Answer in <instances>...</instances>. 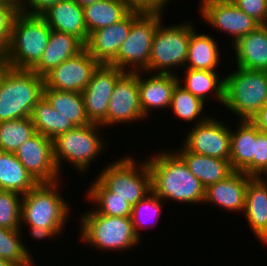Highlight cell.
<instances>
[{
  "mask_svg": "<svg viewBox=\"0 0 267 266\" xmlns=\"http://www.w3.org/2000/svg\"><path fill=\"white\" fill-rule=\"evenodd\" d=\"M146 162L151 173L152 192L160 199L183 204H203L205 187L175 151L163 149L147 157Z\"/></svg>",
  "mask_w": 267,
  "mask_h": 266,
  "instance_id": "6da1fadb",
  "label": "cell"
},
{
  "mask_svg": "<svg viewBox=\"0 0 267 266\" xmlns=\"http://www.w3.org/2000/svg\"><path fill=\"white\" fill-rule=\"evenodd\" d=\"M51 30L41 15L19 11L13 21L7 50L0 62L14 69L31 70L40 61Z\"/></svg>",
  "mask_w": 267,
  "mask_h": 266,
  "instance_id": "7a4b0ae2",
  "label": "cell"
},
{
  "mask_svg": "<svg viewBox=\"0 0 267 266\" xmlns=\"http://www.w3.org/2000/svg\"><path fill=\"white\" fill-rule=\"evenodd\" d=\"M43 88L44 77L0 62V121L31 117Z\"/></svg>",
  "mask_w": 267,
  "mask_h": 266,
  "instance_id": "3957f363",
  "label": "cell"
},
{
  "mask_svg": "<svg viewBox=\"0 0 267 266\" xmlns=\"http://www.w3.org/2000/svg\"><path fill=\"white\" fill-rule=\"evenodd\" d=\"M59 182L39 183L22 195L21 230L25 224V226L47 227L57 237L63 234L67 219L71 216L69 215L71 208L69 201L67 202L60 194Z\"/></svg>",
  "mask_w": 267,
  "mask_h": 266,
  "instance_id": "277c9868",
  "label": "cell"
},
{
  "mask_svg": "<svg viewBox=\"0 0 267 266\" xmlns=\"http://www.w3.org/2000/svg\"><path fill=\"white\" fill-rule=\"evenodd\" d=\"M91 209V210H90ZM80 217L79 236L84 243L105 251H127L139 246L131 217H113L96 213L92 208ZM83 215V216H82Z\"/></svg>",
  "mask_w": 267,
  "mask_h": 266,
  "instance_id": "5b68a950",
  "label": "cell"
},
{
  "mask_svg": "<svg viewBox=\"0 0 267 266\" xmlns=\"http://www.w3.org/2000/svg\"><path fill=\"white\" fill-rule=\"evenodd\" d=\"M236 68L224 77L223 107L239 120H251L267 103V71Z\"/></svg>",
  "mask_w": 267,
  "mask_h": 266,
  "instance_id": "8992f818",
  "label": "cell"
},
{
  "mask_svg": "<svg viewBox=\"0 0 267 266\" xmlns=\"http://www.w3.org/2000/svg\"><path fill=\"white\" fill-rule=\"evenodd\" d=\"M99 128L103 127L93 123L75 126L52 140L54 160L60 175H63L61 174L62 162L65 163V160L77 171L85 173L87 170L86 172H89L92 161L97 159L106 148V142L100 136Z\"/></svg>",
  "mask_w": 267,
  "mask_h": 266,
  "instance_id": "52a82bcc",
  "label": "cell"
},
{
  "mask_svg": "<svg viewBox=\"0 0 267 266\" xmlns=\"http://www.w3.org/2000/svg\"><path fill=\"white\" fill-rule=\"evenodd\" d=\"M118 159L106 165L96 177L114 196L133 206L152 192L150 169L146 159L140 163L127 155Z\"/></svg>",
  "mask_w": 267,
  "mask_h": 266,
  "instance_id": "ba28073f",
  "label": "cell"
},
{
  "mask_svg": "<svg viewBox=\"0 0 267 266\" xmlns=\"http://www.w3.org/2000/svg\"><path fill=\"white\" fill-rule=\"evenodd\" d=\"M157 27L149 58V74H174L175 69L186 65L191 33L195 30L191 22ZM178 67V68H177ZM174 71V72H173ZM176 72V73H175Z\"/></svg>",
  "mask_w": 267,
  "mask_h": 266,
  "instance_id": "9c48e42d",
  "label": "cell"
},
{
  "mask_svg": "<svg viewBox=\"0 0 267 266\" xmlns=\"http://www.w3.org/2000/svg\"><path fill=\"white\" fill-rule=\"evenodd\" d=\"M163 13L142 12L133 22L128 37L121 44L117 57L109 64L124 72L149 73V58L154 33L163 20Z\"/></svg>",
  "mask_w": 267,
  "mask_h": 266,
  "instance_id": "30bf717a",
  "label": "cell"
},
{
  "mask_svg": "<svg viewBox=\"0 0 267 266\" xmlns=\"http://www.w3.org/2000/svg\"><path fill=\"white\" fill-rule=\"evenodd\" d=\"M212 116L194 125L181 145L189 152L230 161L231 126Z\"/></svg>",
  "mask_w": 267,
  "mask_h": 266,
  "instance_id": "8fae6325",
  "label": "cell"
},
{
  "mask_svg": "<svg viewBox=\"0 0 267 266\" xmlns=\"http://www.w3.org/2000/svg\"><path fill=\"white\" fill-rule=\"evenodd\" d=\"M111 65L100 64L82 92L86 114L91 123L107 126V109L116 82L125 74Z\"/></svg>",
  "mask_w": 267,
  "mask_h": 266,
  "instance_id": "7c38bea8",
  "label": "cell"
},
{
  "mask_svg": "<svg viewBox=\"0 0 267 266\" xmlns=\"http://www.w3.org/2000/svg\"><path fill=\"white\" fill-rule=\"evenodd\" d=\"M100 64L84 48L44 76V87L82 93Z\"/></svg>",
  "mask_w": 267,
  "mask_h": 266,
  "instance_id": "4fadbf2b",
  "label": "cell"
},
{
  "mask_svg": "<svg viewBox=\"0 0 267 266\" xmlns=\"http://www.w3.org/2000/svg\"><path fill=\"white\" fill-rule=\"evenodd\" d=\"M17 159L39 183L61 181L53 155V141L35 133L15 152ZM58 179V180H57Z\"/></svg>",
  "mask_w": 267,
  "mask_h": 266,
  "instance_id": "5bb4252c",
  "label": "cell"
},
{
  "mask_svg": "<svg viewBox=\"0 0 267 266\" xmlns=\"http://www.w3.org/2000/svg\"><path fill=\"white\" fill-rule=\"evenodd\" d=\"M146 119L140 104L138 72H126L116 82L111 95L107 109V127Z\"/></svg>",
  "mask_w": 267,
  "mask_h": 266,
  "instance_id": "9a60e30c",
  "label": "cell"
},
{
  "mask_svg": "<svg viewBox=\"0 0 267 266\" xmlns=\"http://www.w3.org/2000/svg\"><path fill=\"white\" fill-rule=\"evenodd\" d=\"M130 11L122 20L89 35L85 48L99 63L109 65L116 57L121 44L128 37L132 22L141 14Z\"/></svg>",
  "mask_w": 267,
  "mask_h": 266,
  "instance_id": "2e32d148",
  "label": "cell"
},
{
  "mask_svg": "<svg viewBox=\"0 0 267 266\" xmlns=\"http://www.w3.org/2000/svg\"><path fill=\"white\" fill-rule=\"evenodd\" d=\"M199 9L204 21L214 29L232 35V44L260 26L256 20L239 9L234 3L216 4L209 7H200Z\"/></svg>",
  "mask_w": 267,
  "mask_h": 266,
  "instance_id": "e0dca14e",
  "label": "cell"
},
{
  "mask_svg": "<svg viewBox=\"0 0 267 266\" xmlns=\"http://www.w3.org/2000/svg\"><path fill=\"white\" fill-rule=\"evenodd\" d=\"M146 72H138V89L143 115L147 118L151 109H169L173 90L178 81L174 74H153L144 78Z\"/></svg>",
  "mask_w": 267,
  "mask_h": 266,
  "instance_id": "ac0fdd59",
  "label": "cell"
},
{
  "mask_svg": "<svg viewBox=\"0 0 267 266\" xmlns=\"http://www.w3.org/2000/svg\"><path fill=\"white\" fill-rule=\"evenodd\" d=\"M251 176L234 171L226 179L205 188L203 203H213L227 211L244 212L246 189Z\"/></svg>",
  "mask_w": 267,
  "mask_h": 266,
  "instance_id": "d6986e66",
  "label": "cell"
},
{
  "mask_svg": "<svg viewBox=\"0 0 267 266\" xmlns=\"http://www.w3.org/2000/svg\"><path fill=\"white\" fill-rule=\"evenodd\" d=\"M242 214L253 235L267 245V181L264 177L249 178Z\"/></svg>",
  "mask_w": 267,
  "mask_h": 266,
  "instance_id": "ffe728a7",
  "label": "cell"
},
{
  "mask_svg": "<svg viewBox=\"0 0 267 266\" xmlns=\"http://www.w3.org/2000/svg\"><path fill=\"white\" fill-rule=\"evenodd\" d=\"M52 30L71 34L84 44L88 32L84 21V10L74 0H61L41 14Z\"/></svg>",
  "mask_w": 267,
  "mask_h": 266,
  "instance_id": "44dd1931",
  "label": "cell"
},
{
  "mask_svg": "<svg viewBox=\"0 0 267 266\" xmlns=\"http://www.w3.org/2000/svg\"><path fill=\"white\" fill-rule=\"evenodd\" d=\"M233 46L237 67L267 71V25H260L239 38Z\"/></svg>",
  "mask_w": 267,
  "mask_h": 266,
  "instance_id": "7402d4cb",
  "label": "cell"
},
{
  "mask_svg": "<svg viewBox=\"0 0 267 266\" xmlns=\"http://www.w3.org/2000/svg\"><path fill=\"white\" fill-rule=\"evenodd\" d=\"M85 44L76 36L51 30L49 42L40 61L31 69L44 77L63 61L81 52Z\"/></svg>",
  "mask_w": 267,
  "mask_h": 266,
  "instance_id": "603a6c76",
  "label": "cell"
},
{
  "mask_svg": "<svg viewBox=\"0 0 267 266\" xmlns=\"http://www.w3.org/2000/svg\"><path fill=\"white\" fill-rule=\"evenodd\" d=\"M236 130L231 129L230 164L234 171L253 177L256 126L250 120H240Z\"/></svg>",
  "mask_w": 267,
  "mask_h": 266,
  "instance_id": "cb8c5ba5",
  "label": "cell"
},
{
  "mask_svg": "<svg viewBox=\"0 0 267 266\" xmlns=\"http://www.w3.org/2000/svg\"><path fill=\"white\" fill-rule=\"evenodd\" d=\"M175 152L187 164L190 172L203 184L206 188L209 185L215 184L226 179L234 170L231 167L230 161L216 157L199 155L187 151L183 146Z\"/></svg>",
  "mask_w": 267,
  "mask_h": 266,
  "instance_id": "d4e9b609",
  "label": "cell"
},
{
  "mask_svg": "<svg viewBox=\"0 0 267 266\" xmlns=\"http://www.w3.org/2000/svg\"><path fill=\"white\" fill-rule=\"evenodd\" d=\"M217 40L208 34L194 30L190 36L185 68L194 70H218L221 62Z\"/></svg>",
  "mask_w": 267,
  "mask_h": 266,
  "instance_id": "484cf974",
  "label": "cell"
},
{
  "mask_svg": "<svg viewBox=\"0 0 267 266\" xmlns=\"http://www.w3.org/2000/svg\"><path fill=\"white\" fill-rule=\"evenodd\" d=\"M183 72L185 75L183 84L180 80V74L177 75L181 86L195 97L201 99L204 103L208 99V96L212 97L213 95L211 94H215L213 97H216V99H218L217 102H220L223 106L225 79L222 76L219 77L217 71L184 68Z\"/></svg>",
  "mask_w": 267,
  "mask_h": 266,
  "instance_id": "4316f807",
  "label": "cell"
},
{
  "mask_svg": "<svg viewBox=\"0 0 267 266\" xmlns=\"http://www.w3.org/2000/svg\"><path fill=\"white\" fill-rule=\"evenodd\" d=\"M39 182L26 170L15 153L0 151V190L25 195Z\"/></svg>",
  "mask_w": 267,
  "mask_h": 266,
  "instance_id": "83f0119b",
  "label": "cell"
},
{
  "mask_svg": "<svg viewBox=\"0 0 267 266\" xmlns=\"http://www.w3.org/2000/svg\"><path fill=\"white\" fill-rule=\"evenodd\" d=\"M43 96L53 109L70 120L74 126L91 124L87 117L82 93L43 88Z\"/></svg>",
  "mask_w": 267,
  "mask_h": 266,
  "instance_id": "f1b7e54d",
  "label": "cell"
},
{
  "mask_svg": "<svg viewBox=\"0 0 267 266\" xmlns=\"http://www.w3.org/2000/svg\"><path fill=\"white\" fill-rule=\"evenodd\" d=\"M88 36L122 20L131 10L121 0H100L83 7Z\"/></svg>",
  "mask_w": 267,
  "mask_h": 266,
  "instance_id": "f546056e",
  "label": "cell"
},
{
  "mask_svg": "<svg viewBox=\"0 0 267 266\" xmlns=\"http://www.w3.org/2000/svg\"><path fill=\"white\" fill-rule=\"evenodd\" d=\"M31 120L37 133L51 138L73 129L75 126L70 120L63 117L42 96L36 103L31 114Z\"/></svg>",
  "mask_w": 267,
  "mask_h": 266,
  "instance_id": "4dcf8cb0",
  "label": "cell"
},
{
  "mask_svg": "<svg viewBox=\"0 0 267 266\" xmlns=\"http://www.w3.org/2000/svg\"><path fill=\"white\" fill-rule=\"evenodd\" d=\"M94 182V183H93ZM87 189L86 197L90 203H95L93 210L98 214L113 217H131L132 206L124 199L114 196L97 177Z\"/></svg>",
  "mask_w": 267,
  "mask_h": 266,
  "instance_id": "1f68e13d",
  "label": "cell"
},
{
  "mask_svg": "<svg viewBox=\"0 0 267 266\" xmlns=\"http://www.w3.org/2000/svg\"><path fill=\"white\" fill-rule=\"evenodd\" d=\"M205 105H207V102L204 103L201 99L192 95L178 82L173 90L169 108L172 109L171 112H173L177 118L188 121V123H193L194 126L206 121L211 116L203 115L205 114L203 113V109L206 108Z\"/></svg>",
  "mask_w": 267,
  "mask_h": 266,
  "instance_id": "d6a6232c",
  "label": "cell"
},
{
  "mask_svg": "<svg viewBox=\"0 0 267 266\" xmlns=\"http://www.w3.org/2000/svg\"><path fill=\"white\" fill-rule=\"evenodd\" d=\"M22 230L0 227V258L14 266H34L33 254L20 237Z\"/></svg>",
  "mask_w": 267,
  "mask_h": 266,
  "instance_id": "836d02e7",
  "label": "cell"
},
{
  "mask_svg": "<svg viewBox=\"0 0 267 266\" xmlns=\"http://www.w3.org/2000/svg\"><path fill=\"white\" fill-rule=\"evenodd\" d=\"M35 133L31 117L0 121V151L15 153Z\"/></svg>",
  "mask_w": 267,
  "mask_h": 266,
  "instance_id": "e575fe53",
  "label": "cell"
},
{
  "mask_svg": "<svg viewBox=\"0 0 267 266\" xmlns=\"http://www.w3.org/2000/svg\"><path fill=\"white\" fill-rule=\"evenodd\" d=\"M164 202L165 201H163L157 195L151 192L144 199L140 200L138 203L132 206V224L135 234L140 239L142 236L140 235L141 228H147L148 226L146 225H148L150 222L152 223L154 219L155 220L153 223L156 224V222H158L156 220L159 219L158 217H160V213H162V207L164 205Z\"/></svg>",
  "mask_w": 267,
  "mask_h": 266,
  "instance_id": "d590c367",
  "label": "cell"
},
{
  "mask_svg": "<svg viewBox=\"0 0 267 266\" xmlns=\"http://www.w3.org/2000/svg\"><path fill=\"white\" fill-rule=\"evenodd\" d=\"M22 195L0 190V227L21 230Z\"/></svg>",
  "mask_w": 267,
  "mask_h": 266,
  "instance_id": "8d00e7d4",
  "label": "cell"
},
{
  "mask_svg": "<svg viewBox=\"0 0 267 266\" xmlns=\"http://www.w3.org/2000/svg\"><path fill=\"white\" fill-rule=\"evenodd\" d=\"M18 12L19 8L16 5L0 4V61L7 50L13 21Z\"/></svg>",
  "mask_w": 267,
  "mask_h": 266,
  "instance_id": "74e56055",
  "label": "cell"
},
{
  "mask_svg": "<svg viewBox=\"0 0 267 266\" xmlns=\"http://www.w3.org/2000/svg\"><path fill=\"white\" fill-rule=\"evenodd\" d=\"M267 176V134L256 127L255 156L253 157V177Z\"/></svg>",
  "mask_w": 267,
  "mask_h": 266,
  "instance_id": "f35d334b",
  "label": "cell"
},
{
  "mask_svg": "<svg viewBox=\"0 0 267 266\" xmlns=\"http://www.w3.org/2000/svg\"><path fill=\"white\" fill-rule=\"evenodd\" d=\"M234 4L260 25H267V3L265 0H234Z\"/></svg>",
  "mask_w": 267,
  "mask_h": 266,
  "instance_id": "ab89813d",
  "label": "cell"
},
{
  "mask_svg": "<svg viewBox=\"0 0 267 266\" xmlns=\"http://www.w3.org/2000/svg\"><path fill=\"white\" fill-rule=\"evenodd\" d=\"M131 11L163 13L172 0H121ZM169 1V2H168ZM164 8V9H163Z\"/></svg>",
  "mask_w": 267,
  "mask_h": 266,
  "instance_id": "60d3db41",
  "label": "cell"
},
{
  "mask_svg": "<svg viewBox=\"0 0 267 266\" xmlns=\"http://www.w3.org/2000/svg\"><path fill=\"white\" fill-rule=\"evenodd\" d=\"M59 1L61 0H24L19 11L29 15H41Z\"/></svg>",
  "mask_w": 267,
  "mask_h": 266,
  "instance_id": "b9f144b4",
  "label": "cell"
},
{
  "mask_svg": "<svg viewBox=\"0 0 267 266\" xmlns=\"http://www.w3.org/2000/svg\"><path fill=\"white\" fill-rule=\"evenodd\" d=\"M261 132L267 134V103L250 120Z\"/></svg>",
  "mask_w": 267,
  "mask_h": 266,
  "instance_id": "7bdbcfd3",
  "label": "cell"
},
{
  "mask_svg": "<svg viewBox=\"0 0 267 266\" xmlns=\"http://www.w3.org/2000/svg\"><path fill=\"white\" fill-rule=\"evenodd\" d=\"M29 227V234L32 236V238L35 240H45L46 238H53L56 237L57 235L49 228L47 227H40V226H28Z\"/></svg>",
  "mask_w": 267,
  "mask_h": 266,
  "instance_id": "ee69618b",
  "label": "cell"
},
{
  "mask_svg": "<svg viewBox=\"0 0 267 266\" xmlns=\"http://www.w3.org/2000/svg\"><path fill=\"white\" fill-rule=\"evenodd\" d=\"M234 3V0H201L199 7H209L216 4Z\"/></svg>",
  "mask_w": 267,
  "mask_h": 266,
  "instance_id": "f6af8a7d",
  "label": "cell"
},
{
  "mask_svg": "<svg viewBox=\"0 0 267 266\" xmlns=\"http://www.w3.org/2000/svg\"><path fill=\"white\" fill-rule=\"evenodd\" d=\"M79 6H81L82 8L88 5H91L97 1L100 0H74Z\"/></svg>",
  "mask_w": 267,
  "mask_h": 266,
  "instance_id": "bcb514c9",
  "label": "cell"
},
{
  "mask_svg": "<svg viewBox=\"0 0 267 266\" xmlns=\"http://www.w3.org/2000/svg\"><path fill=\"white\" fill-rule=\"evenodd\" d=\"M0 266H14V265H12L9 261L0 258Z\"/></svg>",
  "mask_w": 267,
  "mask_h": 266,
  "instance_id": "7dc6e473",
  "label": "cell"
},
{
  "mask_svg": "<svg viewBox=\"0 0 267 266\" xmlns=\"http://www.w3.org/2000/svg\"><path fill=\"white\" fill-rule=\"evenodd\" d=\"M2 5H15L11 0H0Z\"/></svg>",
  "mask_w": 267,
  "mask_h": 266,
  "instance_id": "c3c4849f",
  "label": "cell"
},
{
  "mask_svg": "<svg viewBox=\"0 0 267 266\" xmlns=\"http://www.w3.org/2000/svg\"><path fill=\"white\" fill-rule=\"evenodd\" d=\"M18 8L23 4L24 0H11Z\"/></svg>",
  "mask_w": 267,
  "mask_h": 266,
  "instance_id": "681fc988",
  "label": "cell"
}]
</instances>
